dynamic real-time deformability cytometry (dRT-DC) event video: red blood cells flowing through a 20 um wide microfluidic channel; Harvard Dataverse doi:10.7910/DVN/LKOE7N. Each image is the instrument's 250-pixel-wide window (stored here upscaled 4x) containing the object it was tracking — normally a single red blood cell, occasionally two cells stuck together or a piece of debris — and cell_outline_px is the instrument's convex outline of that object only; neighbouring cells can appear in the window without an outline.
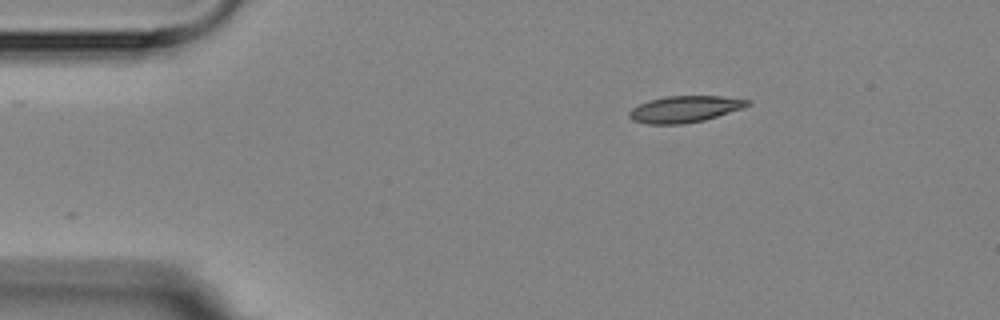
{"species": "Egyptian fruit bat (a non-hibernating species)", "species_latin": "Rousettus aegyptiacus", "temperature_condition": "room temperature", "stored_images_in_passage": 3, "camera_frame_rate_fps": 3000, "um_per_image_px": 0.085, "animal": {"sex": "female"}, "frame": {"image": 1, "passage_image": 1, "time_ms": 0.0, "image_size_px": [1000, 320], "cell_outline_px": [[752, 104], [744, 108], [704, 120], [684, 124], [648, 124], [632, 120], [628, 116], [628, 112], [632, 108], [648, 100], [664, 96], [720, 96], [752, 100]], "centroid_in_image_um": [58.22, 9.27], "position_along_channel_um": 26.8, "area_um2": 18.44}}
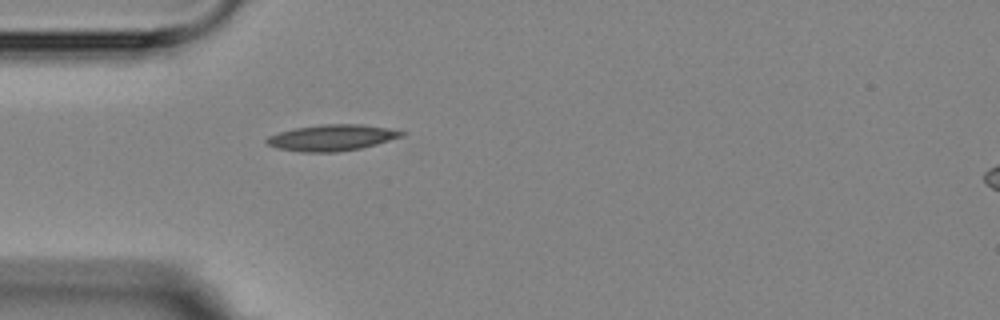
{"frame": {"image": 2, "passage_image": 3, "time_ms": 2.333, "image_size_px": [1000, 320], "cell_outline_px": [[404, 136], [376, 144], [360, 148], [336, 152], [300, 152], [276, 148], [268, 144], [264, 140], [268, 136], [280, 132], [296, 128], [324, 124], [360, 124], [388, 128], [404, 132]], "centroid_in_image_um": [28.19, 11.71], "position_along_channel_um": 56.8, "area_um2": 20.4}}